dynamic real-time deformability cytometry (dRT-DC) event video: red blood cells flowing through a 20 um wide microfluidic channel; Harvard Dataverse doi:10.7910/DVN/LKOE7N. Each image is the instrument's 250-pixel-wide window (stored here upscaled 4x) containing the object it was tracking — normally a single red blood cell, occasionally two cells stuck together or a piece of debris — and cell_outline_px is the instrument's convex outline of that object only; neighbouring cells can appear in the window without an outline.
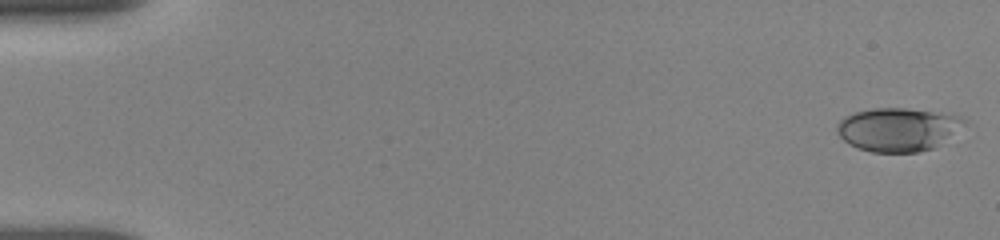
{"species": "human", "species_latin": "Homo sapiens", "temperature_condition": "room temperature", "stored_images_in_passage": 67, "camera_frame_rate_fps": 3000, "um_per_image_px": 0.085, "donor": {"sex": "female"}, "frame": {"image": 1, "passage_image": 1, "time_ms": 0.0, "image_size_px": [1000, 240], "cell_outline_px": [[968, 120], [932, 148], [920, 152], [872, 152], [856, 148], [848, 144], [836, 132], [836, 124], [844, 116], [856, 112], [872, 108], [908, 108], [960, 116]], "centroid_in_image_um": [76.22, 10.99], "position_along_channel_um": 8.8, "area_um2": 31.79}}
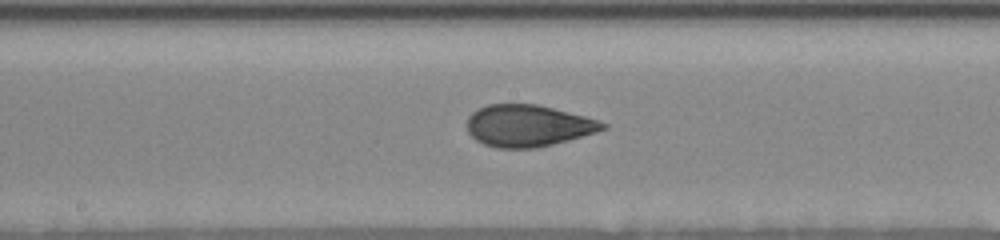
{"frame": {"image": 2, "passage_image": 37, "time_ms": 9.0, "image_size_px": [1000, 240], "cell_outline_px": [[608, 128], [596, 132], [568, 140], [536, 148], [496, 148], [484, 144], [476, 140], [468, 132], [468, 116], [472, 112], [488, 104], [536, 104], [584, 116], [608, 124]], "centroid_in_image_um": [44.87, 10.69], "position_along_channel_um": 203.3, "area_um2": 32.77}}
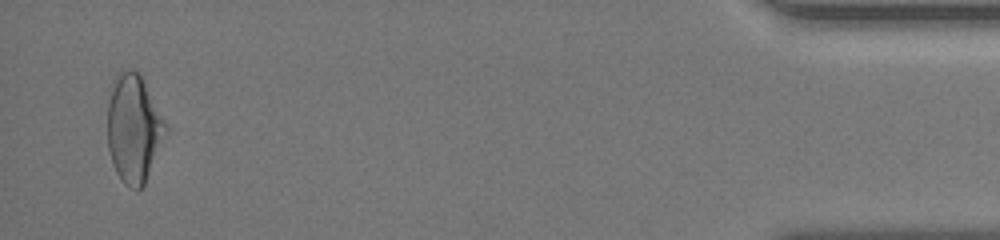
{"frame": {"image": 3, "passage_image": 66, "time_ms": 16.667, "image_size_px": [1000, 240], "cell_outline_px": [[168, 128], [144, 184], [136, 192], [128, 188], [124, 184], [116, 172], [112, 164], [108, 148], [108, 88], [112, 80], [120, 72], [128, 68], [132, 68], [140, 72], [168, 124]], "centroid_in_image_um": [11.35, 10.87], "position_along_channel_um": 423.8, "area_um2": 37.22}, "authors_computed_cell_mechanics": {"area_um2": 32.8304, "velocity_mm_per_s": 3.8343, "shape_relaxation_time_tau1_ms": 5.8816, "shape_relaxation_time_tau2_ms": 1.2148, "deformation_change_tau1": 0.1478, "deformation_change_tau2": 0.0622}}